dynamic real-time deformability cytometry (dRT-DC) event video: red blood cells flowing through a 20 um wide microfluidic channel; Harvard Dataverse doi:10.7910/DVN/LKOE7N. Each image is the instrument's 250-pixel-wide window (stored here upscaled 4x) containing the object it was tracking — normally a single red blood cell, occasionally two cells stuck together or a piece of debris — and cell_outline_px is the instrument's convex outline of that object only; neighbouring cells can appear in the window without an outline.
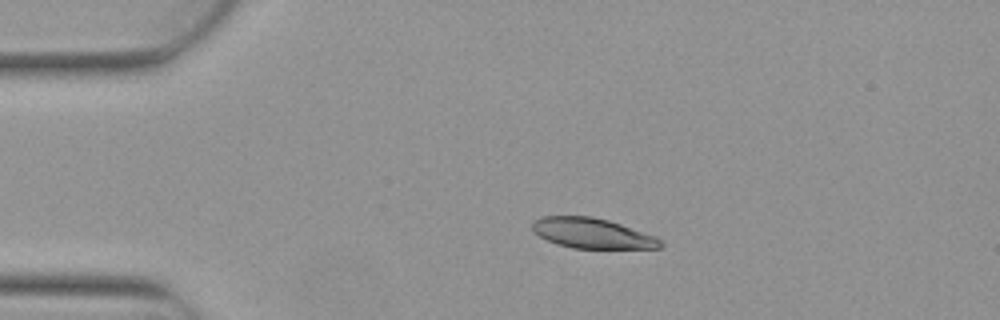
{"species": "Egyptian fruit bat (a non-hibernating species)", "species_latin": "Rousettus aegyptiacus", "temperature_condition": "warm", "stored_images_in_passage": 4, "camera_frame_rate_fps": 3000, "um_per_image_px": 0.085, "animal": {"sex": "female"}, "frame": {"image": 1, "passage_image": 3, "time_ms": 0.667, "image_size_px": [1000, 320], "cell_outline_px": [[664, 244], [660, 248], [572, 248], [556, 244], [532, 232], [532, 224], [536, 220], [544, 216], [592, 216], [608, 220], [656, 236], [664, 240]], "centroid_in_image_um": [50.37, 19.83], "position_along_channel_um": 34.6, "area_um2": 22.54}}